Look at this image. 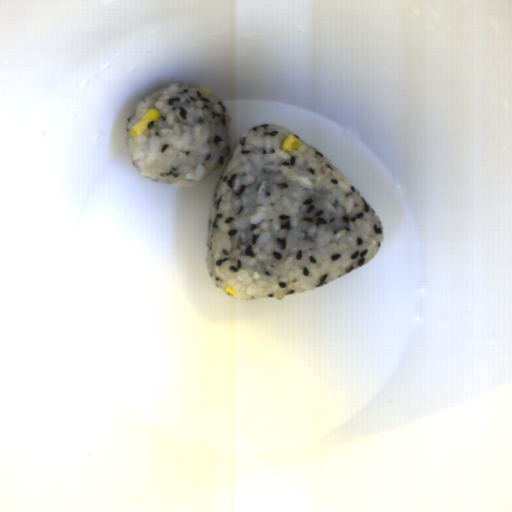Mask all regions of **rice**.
Wrapping results in <instances>:
<instances>
[{"label": "rice", "instance_id": "1", "mask_svg": "<svg viewBox=\"0 0 512 512\" xmlns=\"http://www.w3.org/2000/svg\"><path fill=\"white\" fill-rule=\"evenodd\" d=\"M290 134L302 145L286 152ZM384 237L375 211L330 161L264 123L239 137L214 188L206 271L230 298L280 301L357 270Z\"/></svg>", "mask_w": 512, "mask_h": 512}, {"label": "rice", "instance_id": "2", "mask_svg": "<svg viewBox=\"0 0 512 512\" xmlns=\"http://www.w3.org/2000/svg\"><path fill=\"white\" fill-rule=\"evenodd\" d=\"M155 108L160 119L135 137L131 128ZM231 119L213 93L172 83L139 101L126 121V144L135 169L174 187H196L224 164L231 151Z\"/></svg>", "mask_w": 512, "mask_h": 512}]
</instances>
